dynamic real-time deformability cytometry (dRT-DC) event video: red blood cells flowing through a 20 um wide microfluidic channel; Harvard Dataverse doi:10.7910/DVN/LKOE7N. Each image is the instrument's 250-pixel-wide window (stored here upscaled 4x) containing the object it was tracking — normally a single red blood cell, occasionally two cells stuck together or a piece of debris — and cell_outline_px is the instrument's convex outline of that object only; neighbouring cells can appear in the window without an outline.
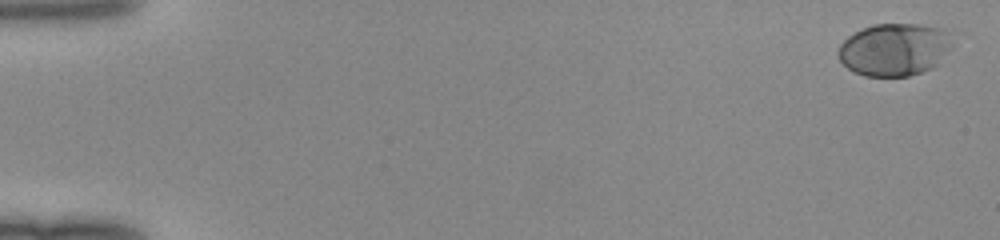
{"species": "human", "species_latin": "Homo sapiens", "temperature_condition": "room temperature", "stored_images_in_passage": 50, "camera_frame_rate_fps": 3000, "um_per_image_px": 0.085, "donor": {"sex": "female"}, "frame": {"image": 1, "passage_image": 1, "time_ms": 0.0, "image_size_px": [1000, 240], "cell_outline_px": [[964, 32], [952, 48], [932, 68], [908, 76], [864, 76], [852, 72], [840, 60], [836, 52], [840, 44], [848, 36], [872, 24], [920, 24], [952, 28]], "centroid_in_image_um": [76.2, 4.15], "position_along_channel_um": 8.8, "area_um2": 36.41}}
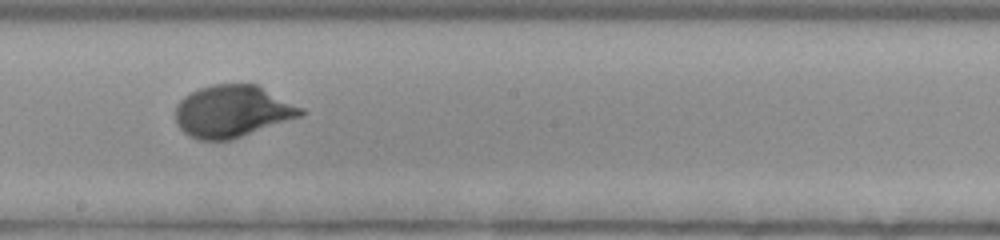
{"frame": {"image": 2, "passage_image": 29, "time_ms": 9.333, "image_size_px": [1000, 240], "cell_outline_px": [[308, 112], [304, 116], [232, 140], [196, 140], [188, 136], [180, 128], [176, 120], [176, 104], [184, 96], [200, 88], [212, 84], [256, 84], [304, 108]], "centroid_in_image_um": [19.79, 9.48], "position_along_channel_um": 228.4, "area_um2": 38.44}}
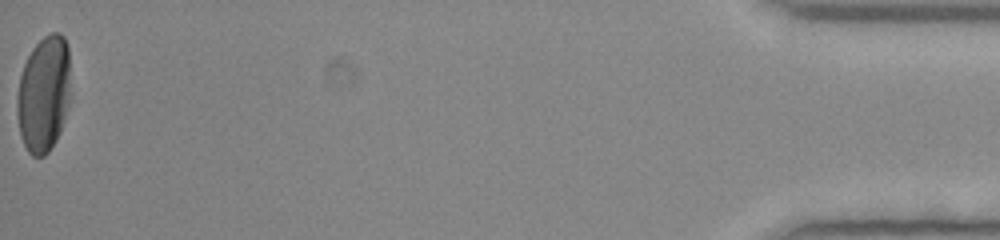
{"frame": {"image": 3, "passage_image": 50, "time_ms": 16.333, "image_size_px": [1000, 240], "cell_outline_px": [[68, 104], [64, 120], [60, 132], [56, 140], [48, 152], [44, 156], [32, 156], [28, 152], [20, 136], [16, 112], [16, 96], [20, 76], [24, 64], [32, 48], [48, 32], [60, 32], [64, 36], [68, 48]], "centroid_in_image_um": [3.68, 7.99], "position_along_channel_um": 431.5, "area_um2": 36.24}}